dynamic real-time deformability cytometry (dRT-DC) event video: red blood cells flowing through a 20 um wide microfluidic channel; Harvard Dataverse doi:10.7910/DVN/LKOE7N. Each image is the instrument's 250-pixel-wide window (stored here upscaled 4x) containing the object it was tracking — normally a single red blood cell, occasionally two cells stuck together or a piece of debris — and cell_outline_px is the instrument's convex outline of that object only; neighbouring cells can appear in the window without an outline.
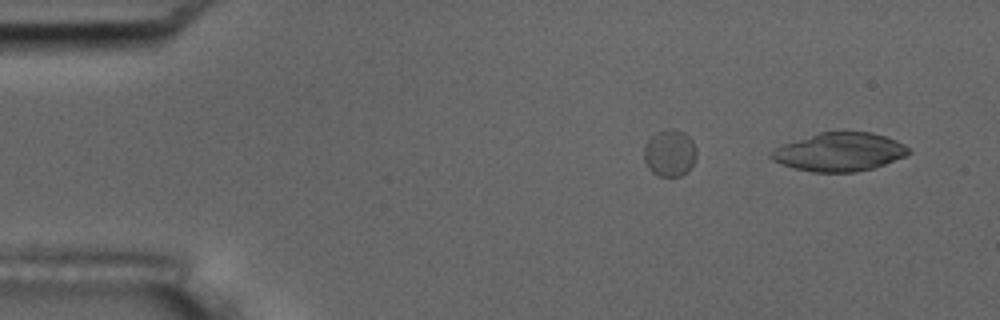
{"species": "common noctule bat (a hibernating species)", "species_latin": "Nyctalus noctula", "temperature_condition": "room temperature", "stored_images_in_passage": 4, "camera_frame_rate_fps": 3000, "um_per_image_px": 0.085, "animal": {"sex": "male", "body_mass_g": 17.5, "forearm_length_mm": 52.3}, "frame": {"image": 1, "passage_image": 1, "time_ms": 0.0, "image_size_px": [1000, 320], "cell_outline_px": [[912, 152], [904, 156], [884, 164], [872, 168], [856, 172], [812, 172], [792, 168], [772, 160], [768, 156], [776, 148], [784, 144], [820, 132], [844, 128], [872, 132], [896, 140], [904, 144]], "centroid_in_image_um": [71.36, 12.88], "position_along_channel_um": 13.6, "area_um2": 31.27}}